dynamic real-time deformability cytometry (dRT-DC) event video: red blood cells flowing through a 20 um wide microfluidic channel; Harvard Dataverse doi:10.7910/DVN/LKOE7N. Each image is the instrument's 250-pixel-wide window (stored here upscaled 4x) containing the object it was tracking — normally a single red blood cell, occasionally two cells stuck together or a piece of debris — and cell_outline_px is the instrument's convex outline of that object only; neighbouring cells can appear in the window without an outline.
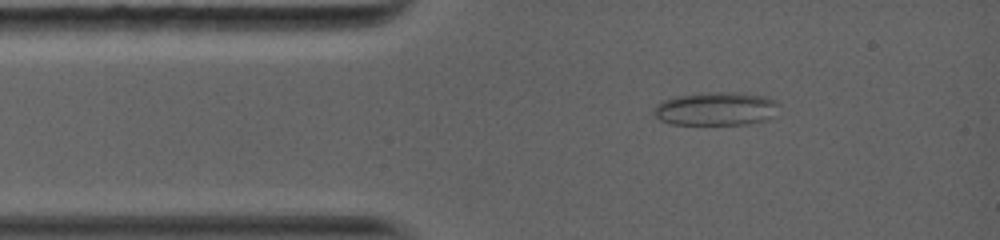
{"species": "common noctule bat (a hibernating species)", "species_latin": "Nyctalus noctula", "temperature_condition": "warm", "stored_images_in_passage": 18, "camera_frame_rate_fps": 5000, "um_per_image_px": 0.085, "animal": {"sex": "female", "body_mass_g": 19.0, "forearm_length_mm": 56.7}, "frame": {"image": 1, "passage_image": 2, "time_ms": 1.0, "image_size_px": [1000, 240], "cell_outline_px": [[780, 104], [772, 116], [764, 120], [748, 124], [672, 124], [660, 120], [652, 112], [652, 108], [656, 104], [672, 96], [708, 92], [736, 92], [764, 96], [776, 100]], "centroid_in_image_um": [60.82, 9.23], "position_along_channel_um": 24.2, "area_um2": 24.51}}
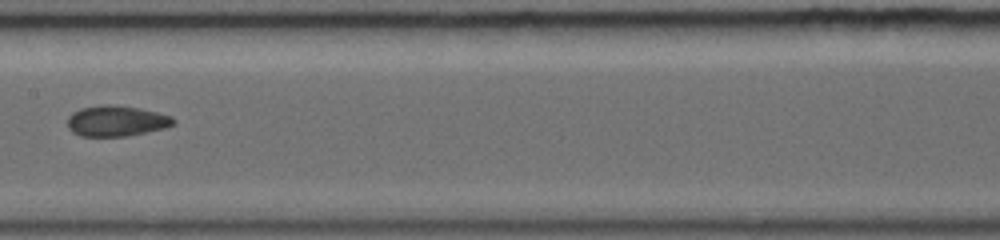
{"frame": {"image": 2, "passage_image": 7, "time_ms": 5.8, "image_size_px": [1000, 240], "cell_outline_px": [[176, 124], [164, 128], [148, 132], [124, 136], [80, 136], [72, 132], [68, 128], [68, 116], [72, 112], [80, 108], [108, 104], [112, 104], [140, 108], [172, 116], [176, 120]], "centroid_in_image_um": [9.9, 10.28], "position_along_channel_um": 197.5, "area_um2": 19.07}}
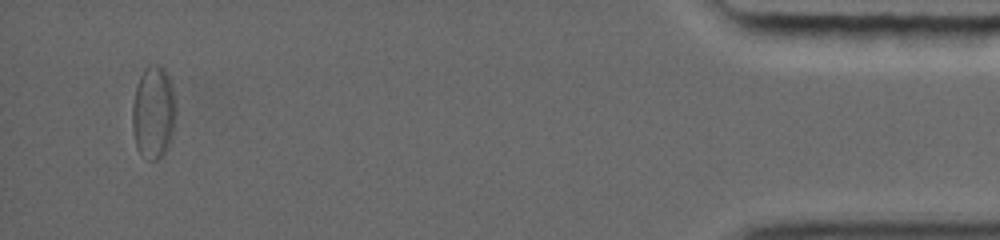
{"frame": {"image": 3, "passage_image": 16, "time_ms": 13.6, "image_size_px": [1000, 240], "cell_outline_px": [[176, 112], [172, 140], [164, 156], [156, 160], [148, 160], [136, 148], [132, 128], [132, 104], [136, 84], [144, 68], [148, 64], [156, 64], [164, 68], [168, 76], [172, 88], [176, 108]], "centroid_in_image_um": [13.04, 9.57], "position_along_channel_um": 422.2, "area_um2": 24.1}, "authors_computed_cell_mechanics": {"area_um2": 21.1837, "velocity_mm_per_s": 4.1191, "shape_relaxation_time_tau1_ms": null, "shape_relaxation_time_tau2_ms": 2.9235, "deformation_change_tau1": null, "deformation_change_tau2": 0.0622}}